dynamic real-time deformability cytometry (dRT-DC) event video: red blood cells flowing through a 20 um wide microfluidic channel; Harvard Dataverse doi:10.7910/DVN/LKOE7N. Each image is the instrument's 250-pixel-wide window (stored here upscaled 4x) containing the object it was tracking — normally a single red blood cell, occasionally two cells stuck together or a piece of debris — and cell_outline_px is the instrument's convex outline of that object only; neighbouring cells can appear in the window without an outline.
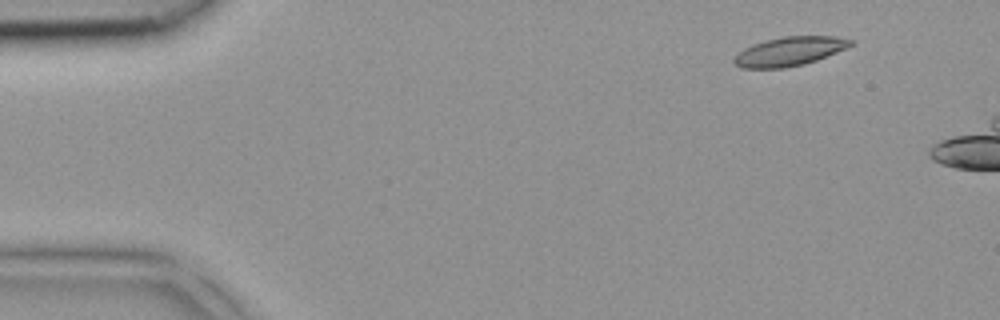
{"species": "common noctule bat (a hibernating species)", "species_latin": "Nyctalus noctula", "temperature_condition": "room temperature", "stored_images_in_passage": 5, "camera_frame_rate_fps": 3000, "um_per_image_px": 0.085, "animal": {"sex": "female", "body_mass_g": 18.4}, "frame": {"image": 1, "passage_image": 1, "time_ms": 0.0, "image_size_px": [1000, 320], "cell_outline_px": [[856, 40], [852, 44], [836, 52], [816, 60], [804, 64], [784, 68], [740, 68], [732, 64], [732, 60], [744, 48], [752, 44], [784, 36], [836, 36]], "centroid_in_image_um": [67.08, 4.37], "position_along_channel_um": 17.9, "area_um2": 19.59}}